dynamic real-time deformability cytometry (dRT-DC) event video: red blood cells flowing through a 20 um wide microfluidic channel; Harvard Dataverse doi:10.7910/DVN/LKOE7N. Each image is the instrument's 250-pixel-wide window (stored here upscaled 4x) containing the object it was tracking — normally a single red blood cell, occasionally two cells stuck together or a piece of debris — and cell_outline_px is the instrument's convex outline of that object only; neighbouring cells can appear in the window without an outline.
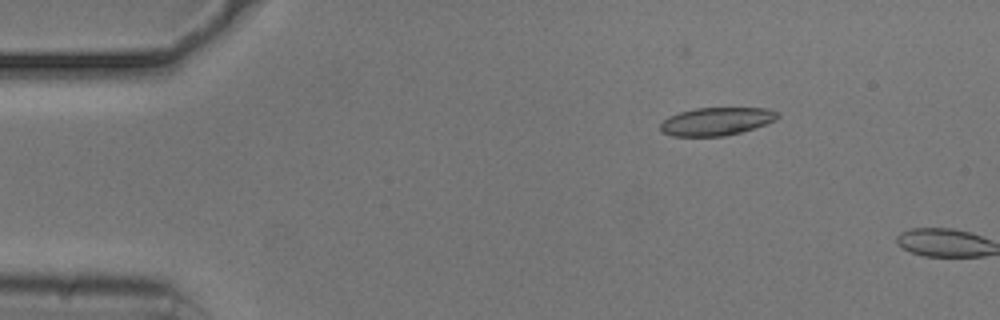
{"species": "common noctule bat (a hibernating species)", "species_latin": "Nyctalus noctula", "temperature_condition": "cold", "stored_images_in_passage": 4, "camera_frame_rate_fps": 3000, "um_per_image_px": 0.085, "animal": {"sex": "male", "body_mass_g": 20.5, "forearm_length_mm": 52.5}, "frame": {"image": 1, "passage_image": 3, "time_ms": 0.667, "image_size_px": [1000, 320], "cell_outline_px": [[780, 116], [776, 120], [740, 132], [724, 136], [672, 136], [664, 132], [660, 128], [660, 124], [668, 116], [680, 112], [696, 108], [768, 108], [780, 112]], "centroid_in_image_um": [60.91, 10.31], "position_along_channel_um": 24.1, "area_um2": 19.02}}